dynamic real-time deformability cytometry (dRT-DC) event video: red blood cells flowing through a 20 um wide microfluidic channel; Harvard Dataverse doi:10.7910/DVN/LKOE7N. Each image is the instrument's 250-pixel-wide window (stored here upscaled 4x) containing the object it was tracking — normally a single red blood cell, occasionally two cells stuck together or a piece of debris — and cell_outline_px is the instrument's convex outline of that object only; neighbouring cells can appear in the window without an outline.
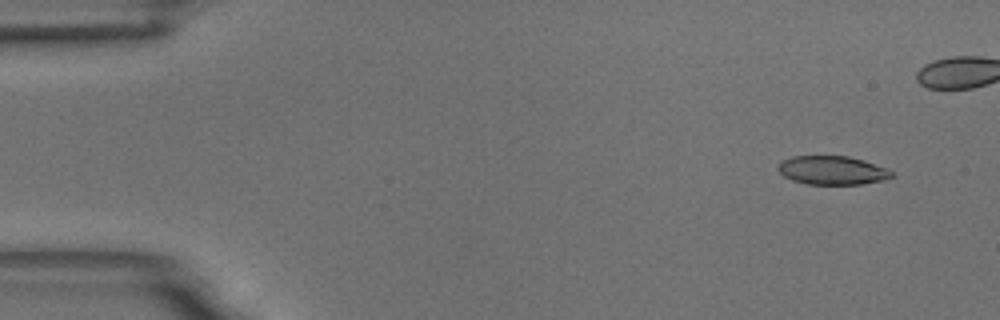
{"species": "common noctule bat (a hibernating species)", "species_latin": "Nyctalus noctula", "temperature_condition": "room temperature", "stored_images_in_passage": 5, "camera_frame_rate_fps": 3000, "um_per_image_px": 0.085, "animal": {"sex": "male", "body_mass_g": 18.8}, "frame": {"image": 1, "passage_image": 1, "time_ms": 0.0, "image_size_px": [1000, 320], "cell_outline_px": [[892, 176], [884, 180], [860, 184], [808, 184], [792, 180], [784, 176], [776, 168], [780, 160], [792, 156], [848, 156], [864, 160], [888, 168], [892, 172]], "centroid_in_image_um": [70.72, 14.46], "position_along_channel_um": 14.3, "area_um2": 19.07}}